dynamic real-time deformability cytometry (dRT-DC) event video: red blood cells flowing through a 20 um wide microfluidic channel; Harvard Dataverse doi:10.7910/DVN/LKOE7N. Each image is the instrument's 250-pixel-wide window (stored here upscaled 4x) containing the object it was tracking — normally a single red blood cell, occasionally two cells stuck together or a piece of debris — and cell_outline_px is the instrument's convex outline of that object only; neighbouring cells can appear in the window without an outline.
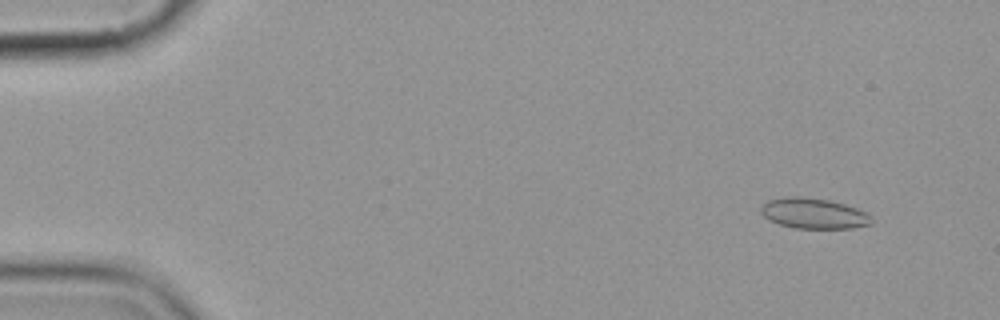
{"species": "common noctule bat (a hibernating species)", "species_latin": "Nyctalus noctula", "temperature_condition": "cold", "stored_images_in_passage": 6, "camera_frame_rate_fps": 3000, "um_per_image_px": 0.085, "animal": {"sex": "female", "body_mass_g": 19.9}, "frame": {"image": 1, "passage_image": 2, "time_ms": 1.0, "image_size_px": [1000, 320], "cell_outline_px": [[872, 224], [852, 228], [796, 228], [780, 224], [768, 220], [760, 212], [760, 208], [768, 200], [788, 196], [800, 196], [828, 200], [844, 204], [856, 208], [872, 216]], "centroid_in_image_um": [69.15, 18.14], "position_along_channel_um": 15.8, "area_um2": 19.59}}
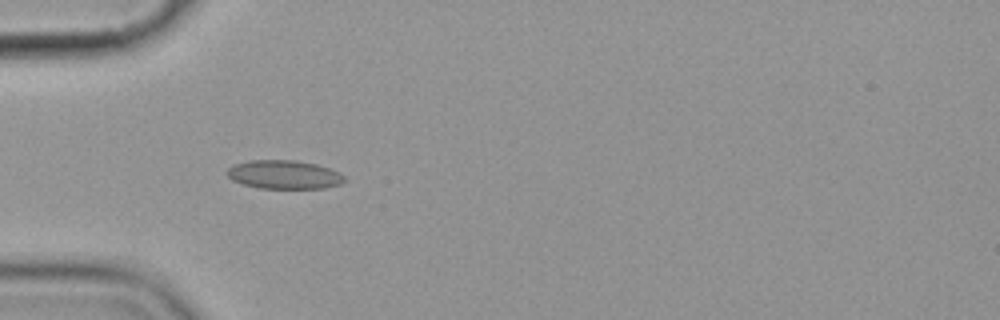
{"frame": {"image": 2, "passage_image": 5, "time_ms": 5.333, "image_size_px": [1000, 320], "cell_outline_px": [[348, 180], [340, 184], [324, 188], [260, 188], [244, 184], [232, 180], [228, 176], [228, 168], [236, 164], [248, 160], [296, 160], [316, 164], [340, 172]], "centroid_in_image_um": [24.19, 14.84], "position_along_channel_um": 60.8, "area_um2": 19.54}}
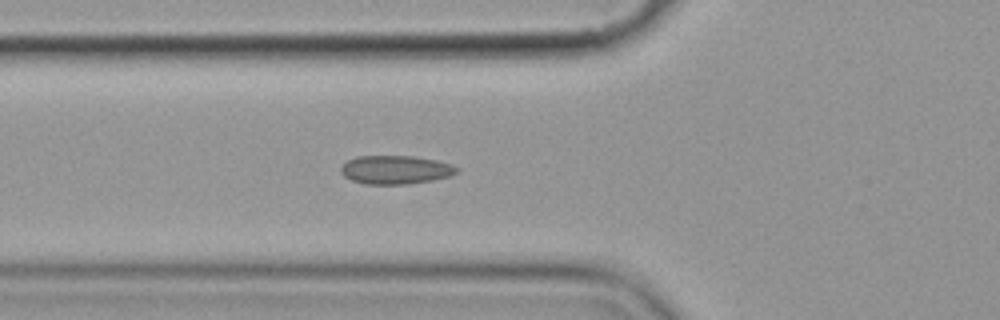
{"frame": {"image": 3, "passage_image": 6, "time_ms": 6.333, "image_size_px": [1000, 320], "cell_outline_px": [[460, 172], [452, 176], [432, 180], [408, 184], [364, 184], [352, 180], [344, 176], [340, 172], [340, 168], [348, 160], [356, 156], [412, 156], [436, 160], [452, 164], [460, 168]], "centroid_in_image_um": [33.66, 14.43], "position_along_channel_um": 92.1, "area_um2": 19.48}}